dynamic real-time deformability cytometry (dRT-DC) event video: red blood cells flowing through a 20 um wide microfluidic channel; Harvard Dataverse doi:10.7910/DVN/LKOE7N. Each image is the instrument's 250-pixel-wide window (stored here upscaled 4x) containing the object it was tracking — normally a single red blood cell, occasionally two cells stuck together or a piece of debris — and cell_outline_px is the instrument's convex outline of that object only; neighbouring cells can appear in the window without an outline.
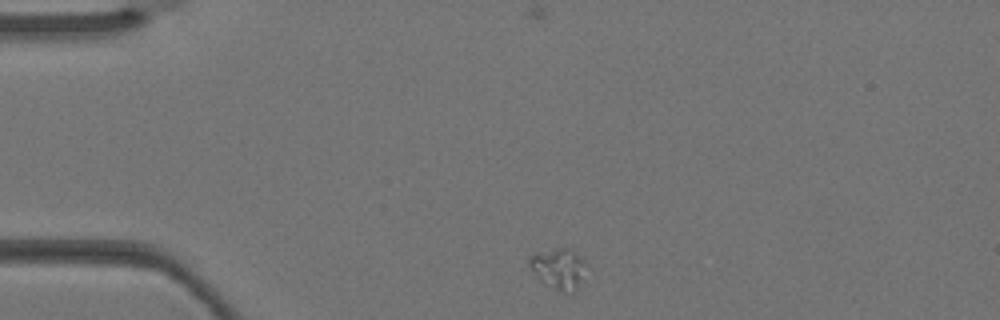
{"species": "Egyptian fruit bat (a non-hibernating species)", "species_latin": "Rousettus aegyptiacus", "temperature_condition": "warm", "stored_images_in_passage": 2, "camera_frame_rate_fps": 3000, "um_per_image_px": 0.085, "animal": {"sex": "female"}, "frame": {"image": 1, "passage_image": 1, "time_ms": 0.0, "image_size_px": [1000, 320], "cell_outline_px": [[588, 264], [576, 288], [572, 292], [556, 288], [536, 272], [528, 264], [528, 256], [556, 248], [568, 248], [576, 252]], "centroid_in_image_um": [47.55, 22.74], "position_along_channel_um": 37.5, "area_um2": 12.48}}